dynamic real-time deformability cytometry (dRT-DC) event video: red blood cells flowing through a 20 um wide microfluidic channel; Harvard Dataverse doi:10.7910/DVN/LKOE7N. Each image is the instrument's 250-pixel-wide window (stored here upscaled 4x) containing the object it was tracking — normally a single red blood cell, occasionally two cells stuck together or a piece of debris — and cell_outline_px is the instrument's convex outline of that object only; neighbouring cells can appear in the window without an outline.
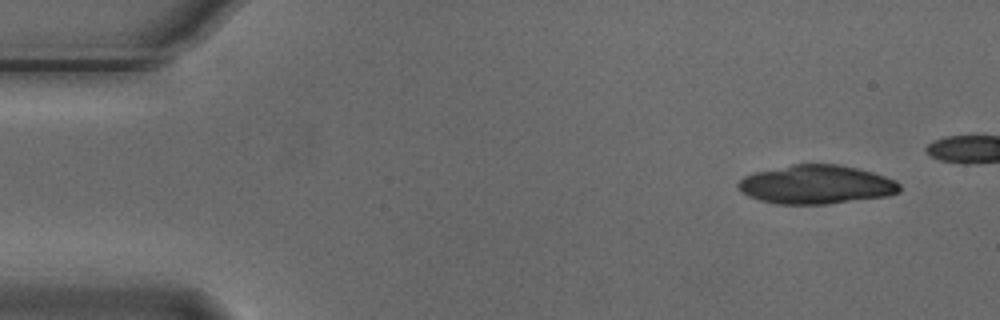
{"species": "Egyptian fruit bat (a non-hibernating species)", "species_latin": "Rousettus aegyptiacus", "temperature_condition": "cold", "stored_images_in_passage": 5, "segment_of_instrument_passage": [1, 2], "camera_frame_rate_fps": 3000, "um_per_image_px": 0.085, "animal": {"sex": "male"}, "frame": {"image": 1, "passage_image": 1, "time_ms": 0.0, "image_size_px": [1000, 320], "cell_outline_px": [[900, 192], [888, 196], [828, 204], [776, 204], [760, 200], [748, 196], [736, 184], [744, 176], [756, 172], [792, 164], [840, 164], [872, 172], [896, 180], [900, 184]], "centroid_in_image_um": [69.41, 15.69], "position_along_channel_um": 15.6, "area_um2": 36.47}}